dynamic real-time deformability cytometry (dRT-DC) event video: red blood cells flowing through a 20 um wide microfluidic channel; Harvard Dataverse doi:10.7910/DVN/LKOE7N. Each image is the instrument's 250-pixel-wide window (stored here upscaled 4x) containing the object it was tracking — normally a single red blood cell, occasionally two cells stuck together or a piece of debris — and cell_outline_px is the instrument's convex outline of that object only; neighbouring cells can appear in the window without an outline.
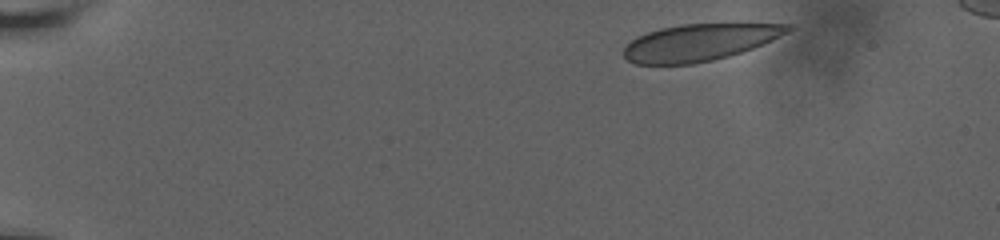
{"species": "human", "species_latin": "Homo sapiens", "temperature_condition": "room temperature", "stored_images_in_passage": 50, "camera_frame_rate_fps": 3000, "um_per_image_px": 0.085, "donor": {"sex": "male"}, "frame": {"image": 1, "passage_image": 1, "time_ms": 0.0, "image_size_px": [1000, 240], "cell_outline_px": [[796, 28], [764, 44], [728, 56], [712, 60], [692, 64], [636, 64], [628, 60], [624, 56], [624, 48], [636, 36], [660, 28], [680, 24], [792, 24]], "centroid_in_image_um": [59.47, 3.6], "position_along_channel_um": 25.5, "area_um2": 35.03}}
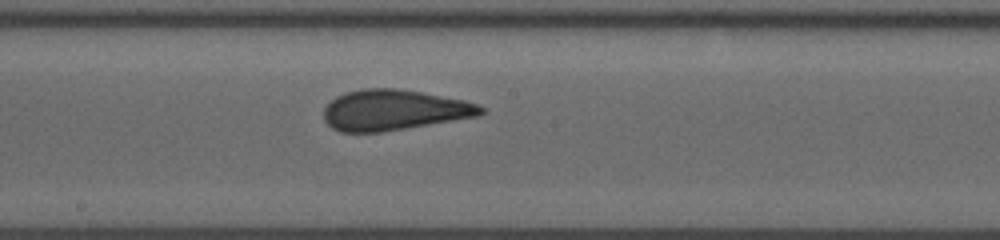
{"frame": {"image": 2, "passage_image": 26, "time_ms": 8.333, "image_size_px": [1000, 240], "cell_outline_px": [[488, 112], [480, 116], [380, 132], [340, 132], [332, 128], [324, 120], [324, 108], [336, 96], [360, 88], [400, 88], [464, 100], [480, 104]], "centroid_in_image_um": [33.52, 9.35], "position_along_channel_um": 214.7, "area_um2": 37.28}}
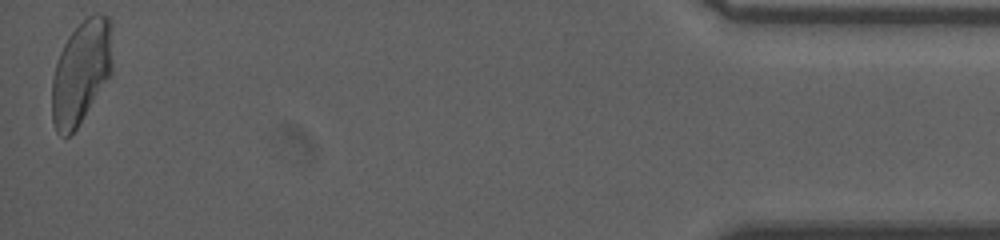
{"frame": {"image": 3, "passage_image": 50, "time_ms": 16.333, "image_size_px": [1000, 240], "cell_outline_px": [[112, 72], [76, 128], [68, 136], [60, 136], [56, 132], [52, 120], [52, 80], [56, 64], [60, 52], [68, 36], [88, 16], [96, 12], [100, 12], [108, 16], [112, 24]], "centroid_in_image_um": [6.91, 6.09], "position_along_channel_um": 428.3, "area_um2": 36.41}, "authors_computed_cell_mechanics": {"area_um2": 36.992, "velocity_mm_per_s": 3.6682, "shape_relaxation_time_tau1_ms": 10.9423, "shape_relaxation_time_tau2_ms": 0.7259, "deformation_change_tau1": 0.2102, "deformation_change_tau2": 0.0538}}